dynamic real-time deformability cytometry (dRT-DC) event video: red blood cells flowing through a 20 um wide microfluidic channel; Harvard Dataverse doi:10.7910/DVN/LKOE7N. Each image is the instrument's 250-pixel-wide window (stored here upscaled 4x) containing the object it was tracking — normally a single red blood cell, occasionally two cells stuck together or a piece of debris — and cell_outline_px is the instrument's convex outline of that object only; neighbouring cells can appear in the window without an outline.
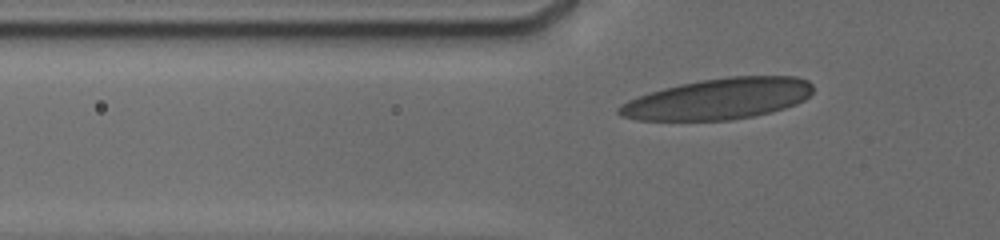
{"species": "human", "species_latin": "Homo sapiens", "temperature_condition": "cold", "stored_images_in_passage": 94, "camera_frame_rate_fps": 3000, "um_per_image_px": 0.085, "donor": {"sex": "male"}, "frame": {"image": 1, "passage_image": 2, "time_ms": 0.333, "image_size_px": [1000, 240], "cell_outline_px": [[812, 92], [804, 100], [796, 104], [784, 108], [752, 116], [728, 120], [636, 120], [620, 116], [616, 112], [616, 108], [620, 104], [628, 100], [648, 92], [680, 84], [700, 80], [728, 76], [796, 76], [808, 80], [812, 84]], "centroid_in_image_um": [61.03, 8.4], "position_along_channel_um": 64.8, "area_um2": 46.41}}
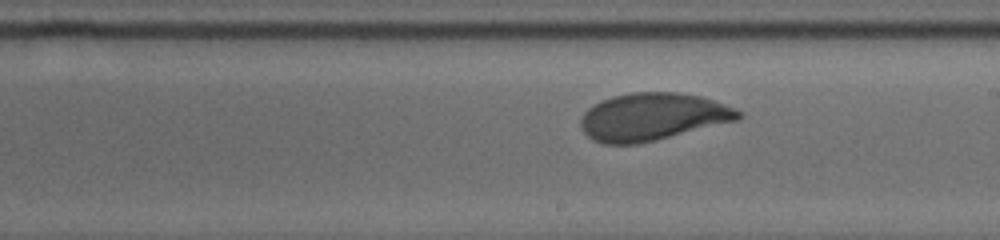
{"frame": {"image": 2, "passage_image": 41, "time_ms": 5.0, "image_size_px": [1000, 240], "cell_outline_px": [[744, 116], [736, 120], [656, 140], [636, 144], [604, 144], [592, 140], [584, 132], [580, 124], [580, 120], [584, 112], [588, 108], [612, 96], [632, 92], [676, 92], [700, 96], [736, 108], [744, 112]], "centroid_in_image_um": [55.47, 9.93], "position_along_channel_um": 233.5, "area_um2": 43.41}}
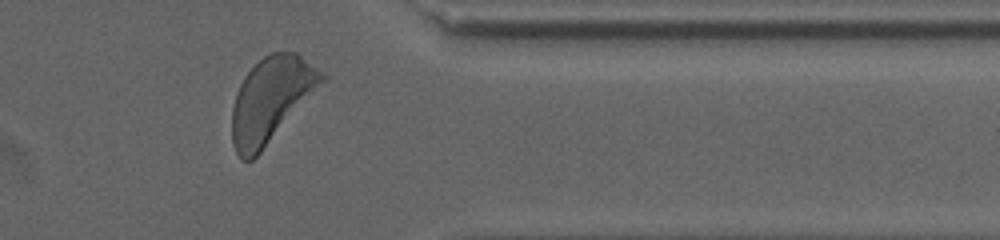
{"frame": {"image": 3, "passage_image": 77, "time_ms": 9.333, "image_size_px": [1000, 240], "cell_outline_px": [[328, 80], [260, 152], [252, 160], [240, 160], [232, 144], [232, 108], [236, 92], [244, 76], [264, 56], [272, 52], [296, 52], [328, 76]], "centroid_in_image_um": [23.07, 8.47], "position_along_channel_um": 388.3, "area_um2": 44.45}, "authors_computed_cell_mechanics": {"area_um2": 43.2922, "velocity_mm_per_s": 3.7534, "shape_relaxation_time_tau1_ms": 3.4172, "shape_relaxation_time_tau2_ms": 0.8067, "deformation_change_tau1": 0.1461, "deformation_change_tau2": 0.069}}